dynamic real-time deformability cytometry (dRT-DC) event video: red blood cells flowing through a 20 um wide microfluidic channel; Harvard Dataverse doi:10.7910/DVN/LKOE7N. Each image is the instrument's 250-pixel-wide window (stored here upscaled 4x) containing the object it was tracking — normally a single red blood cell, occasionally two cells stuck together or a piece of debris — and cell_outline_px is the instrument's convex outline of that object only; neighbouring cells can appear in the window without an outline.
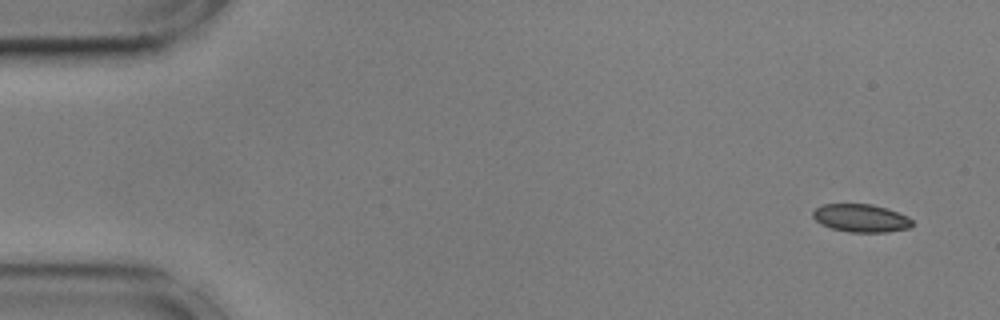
{"species": "common noctule bat (a hibernating species)", "species_latin": "Nyctalus noctula", "temperature_condition": "cold", "stored_images_in_passage": 53, "camera_frame_rate_fps": 3000, "um_per_image_px": 0.085, "animal": {"sex": "male", "body_mass_g": 17.9, "forearm_length_mm": 54.2}, "frame": {"image": 1, "passage_image": 1, "time_ms": 0.0, "image_size_px": [1000, 320], "cell_outline_px": [[912, 224], [908, 228], [888, 232], [848, 232], [832, 228], [820, 224], [812, 216], [812, 212], [816, 208], [824, 204], [872, 204], [908, 216], [912, 220]], "centroid_in_image_um": [73.15, 18.54], "position_along_channel_um": 11.8, "area_um2": 16.07}}
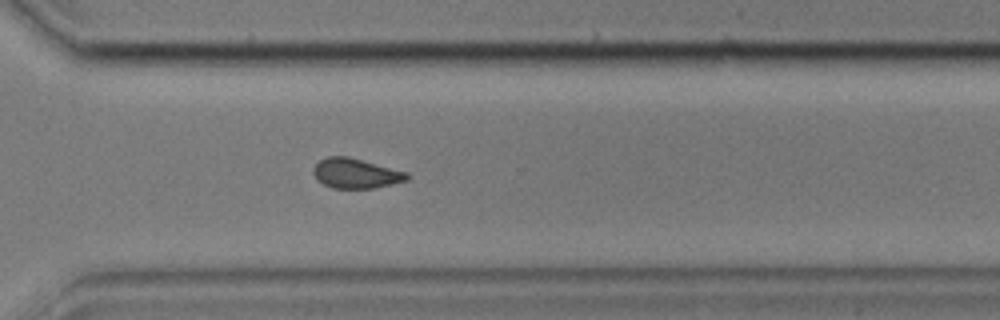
{"frame": {"image": 2, "passage_image": 38, "time_ms": 12.333, "image_size_px": [1000, 320], "cell_outline_px": [[408, 180], [392, 184], [372, 188], [332, 188], [316, 180], [312, 172], [312, 168], [320, 160], [328, 156], [348, 156], [408, 172]], "centroid_in_image_um": [30.22, 14.73], "position_along_channel_um": 340.4, "area_um2": 16.36}}
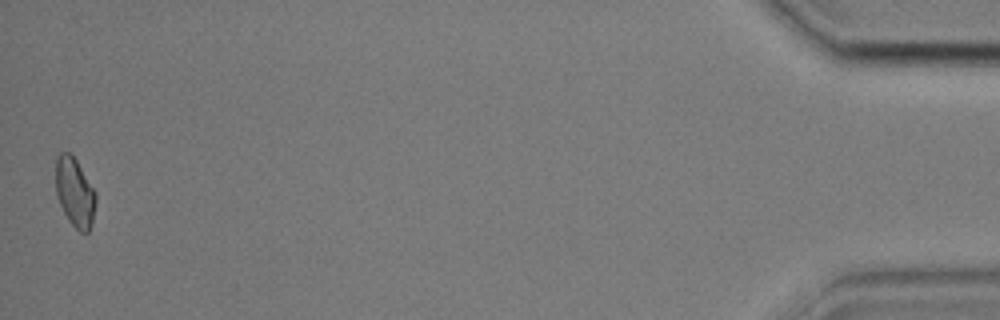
{"frame": {"image": 3, "passage_image": 53, "time_ms": 17.333, "image_size_px": [1000, 320], "cell_outline_px": [[96, 204], [92, 224], [88, 232], [80, 232], [68, 220], [56, 196], [56, 156], [60, 152], [68, 152], [76, 160], [96, 192]], "centroid_in_image_um": [6.36, 16.36], "position_along_channel_um": 428.8, "area_um2": 16.13}, "authors_computed_cell_mechanics": {"area_um2": 16.5308, "velocity_mm_per_s": 3.5929, "shape_relaxation_time_tau1_ms": null, "shape_relaxation_time_tau2_ms": 3.2409, "deformation_change_tau1": null, "deformation_change_tau2": 0.0805}}